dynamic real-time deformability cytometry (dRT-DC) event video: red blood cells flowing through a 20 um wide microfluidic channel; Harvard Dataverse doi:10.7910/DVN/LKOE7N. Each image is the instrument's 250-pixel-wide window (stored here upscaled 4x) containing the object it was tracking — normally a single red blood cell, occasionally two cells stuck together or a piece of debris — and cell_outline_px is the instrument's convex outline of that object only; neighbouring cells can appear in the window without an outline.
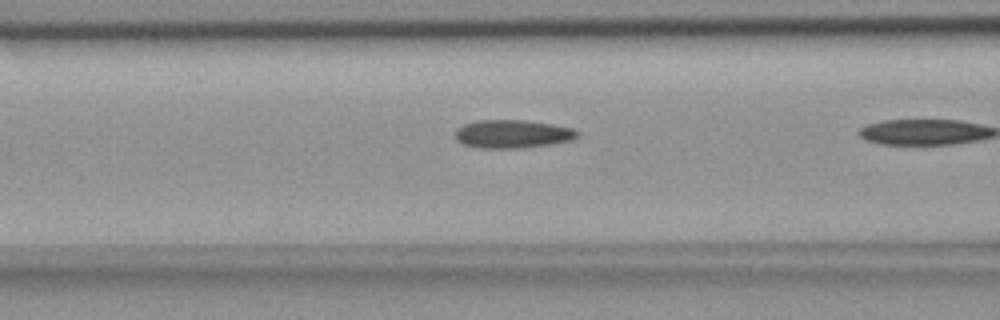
{"species": "common noctule bat (a hibernating species)", "species_latin": "Nyctalus noctula", "temperature_condition": "room temperature", "stored_images_in_passage": 20, "camera_frame_rate_fps": 3000, "um_per_image_px": 0.085, "animal": {"sex": "female", "body_mass_g": 18.4}, "frame": {"image": 1, "passage_image": 19, "time_ms": 6.0, "image_size_px": [1000, 320], "cell_outline_px": [[580, 132], [576, 136], [568, 140], [548, 144], [520, 148], [480, 148], [464, 144], [456, 140], [456, 128], [464, 124], [476, 120], [524, 120], [552, 124], [572, 128]], "centroid_in_image_um": [43.51, 11.37], "position_along_channel_um": 123.1, "area_um2": 19.88}}